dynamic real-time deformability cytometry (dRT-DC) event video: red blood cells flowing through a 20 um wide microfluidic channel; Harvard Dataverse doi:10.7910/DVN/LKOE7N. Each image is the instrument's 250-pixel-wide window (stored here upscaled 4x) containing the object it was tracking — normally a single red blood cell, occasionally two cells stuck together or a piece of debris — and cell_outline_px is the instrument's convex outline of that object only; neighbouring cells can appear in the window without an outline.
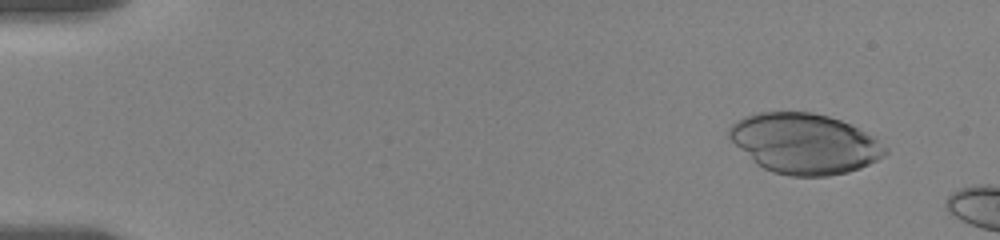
{"species": "human", "species_latin": "Homo sapiens", "temperature_condition": "room temperature", "stored_images_in_passage": 5, "camera_frame_rate_fps": 3000, "um_per_image_px": 0.085, "donor": {"sex": "female"}, "frame": {"image": 1, "passage_image": 3, "time_ms": 1.333, "image_size_px": [1000, 240], "cell_outline_px": [[888, 152], [884, 156], [860, 168], [848, 172], [828, 176], [792, 176], [772, 172], [756, 164], [728, 136], [728, 128], [736, 120], [744, 116], [760, 112], [812, 112], [828, 116], [852, 124], [872, 136], [888, 148]], "centroid_in_image_um": [68.39, 12.2], "position_along_channel_um": 16.6, "area_um2": 54.68}}